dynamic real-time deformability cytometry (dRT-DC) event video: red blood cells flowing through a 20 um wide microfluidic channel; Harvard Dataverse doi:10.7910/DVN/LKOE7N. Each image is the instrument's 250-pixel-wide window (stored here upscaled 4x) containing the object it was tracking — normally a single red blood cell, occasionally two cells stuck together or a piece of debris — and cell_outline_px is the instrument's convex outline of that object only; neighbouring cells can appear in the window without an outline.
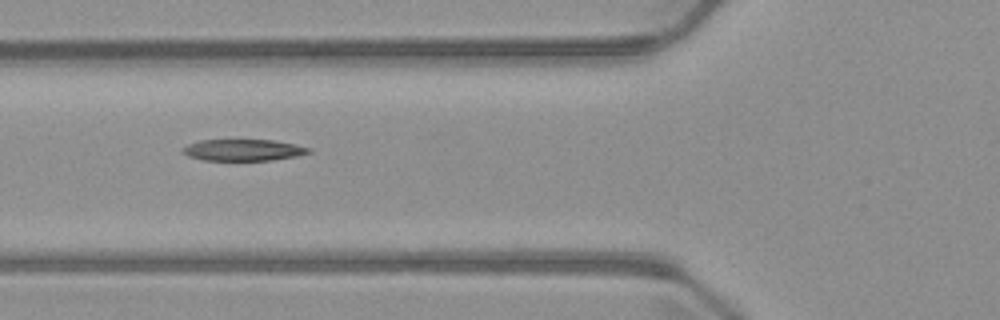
{"species": "common noctule bat (a hibernating species)", "species_latin": "Nyctalus noctula", "temperature_condition": "warm", "stored_images_in_passage": 6, "camera_frame_rate_fps": 3000, "um_per_image_px": 0.085, "animal": {"sex": "male", "body_mass_g": 23.1, "forearm_length_mm": 52.7}, "frame": {"image": 1, "passage_image": 5, "time_ms": 5.667, "image_size_px": [1000, 320], "cell_outline_px": [[312, 152], [296, 156], [272, 160], [204, 160], [188, 156], [184, 152], [184, 148], [188, 144], [200, 140], [272, 140], [296, 144], [312, 148]], "centroid_in_image_um": [20.74, 12.75], "position_along_channel_um": 105.1, "area_um2": 15.66}}
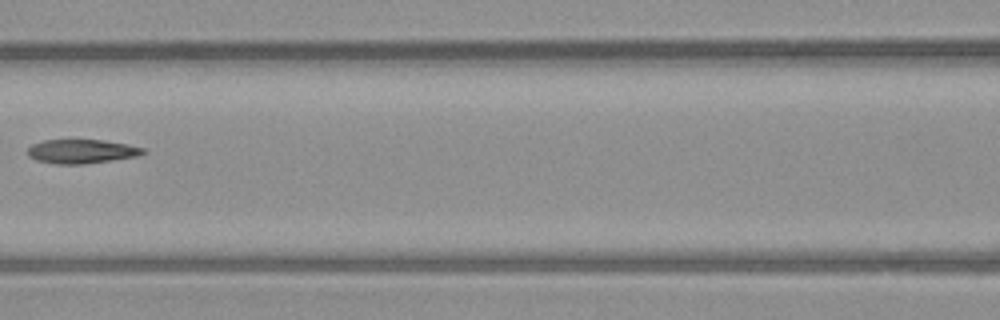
{"frame": {"image": 2, "passage_image": 6, "time_ms": 7.0, "image_size_px": [1000, 320], "cell_outline_px": [[148, 152], [140, 156], [84, 164], [56, 164], [36, 160], [28, 156], [28, 148], [32, 144], [44, 140], [104, 140], [128, 144], [144, 148]], "centroid_in_image_um": [6.98, 12.87], "position_along_channel_um": 159.6, "area_um2": 16.3}}